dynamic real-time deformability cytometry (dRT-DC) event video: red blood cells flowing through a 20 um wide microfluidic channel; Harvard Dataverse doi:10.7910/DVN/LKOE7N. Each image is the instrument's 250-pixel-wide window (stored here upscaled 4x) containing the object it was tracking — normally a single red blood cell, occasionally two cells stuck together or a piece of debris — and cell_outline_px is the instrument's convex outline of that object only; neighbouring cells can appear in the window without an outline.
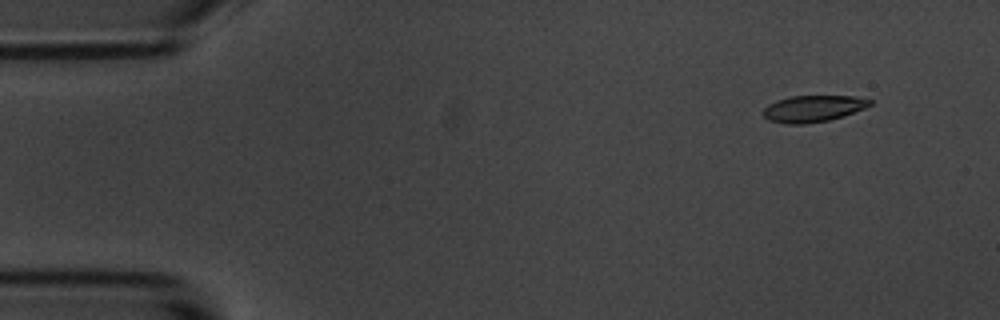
{"species": "common noctule bat (a hibernating species)", "species_latin": "Nyctalus noctula", "temperature_condition": "room temperature", "stored_images_in_passage": 52, "camera_frame_rate_fps": 3000, "um_per_image_px": 0.085, "animal": {"sex": "male", "body_mass_g": 20.1, "forearm_length_mm": 53.5}, "frame": {"image": 1, "passage_image": 1, "time_ms": 0.0, "image_size_px": [1000, 320], "cell_outline_px": [[872, 104], [864, 108], [844, 116], [828, 120], [804, 124], [784, 124], [768, 120], [760, 112], [768, 104], [776, 100], [788, 96], [856, 96], [872, 100]], "centroid_in_image_um": [69.07, 9.23], "position_along_channel_um": 15.9, "area_um2": 16.7}}
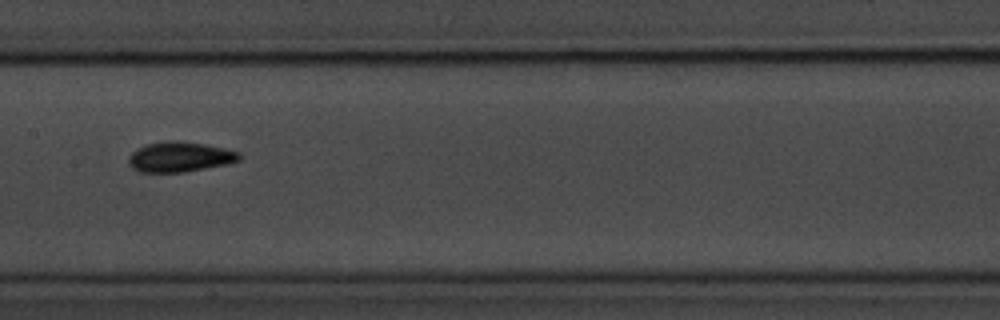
{"frame": {"image": 2, "passage_image": 24, "time_ms": 7.667, "image_size_px": [1000, 320], "cell_outline_px": [[240, 160], [224, 164], [184, 172], [140, 172], [132, 168], [128, 164], [128, 156], [136, 148], [148, 144], [168, 140], [176, 140], [204, 144], [224, 148], [240, 152]], "centroid_in_image_um": [15.24, 13.33], "position_along_channel_um": 192.2, "area_um2": 19.36}}
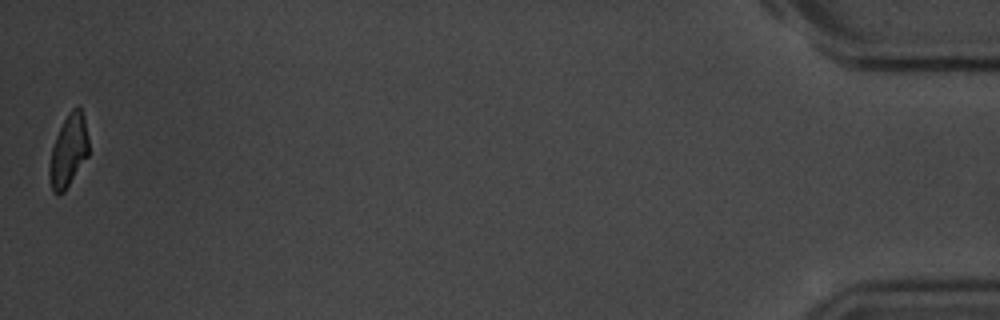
{"frame": {"image": 3, "passage_image": 52, "time_ms": 17.0, "image_size_px": [1000, 320], "cell_outline_px": [[88, 156], [64, 192], [52, 192], [48, 172], [48, 164], [52, 148], [56, 136], [68, 112], [76, 104], [80, 104], [84, 116], [88, 140]], "centroid_in_image_um": [5.82, 12.78], "position_along_channel_um": 429.4, "area_um2": 16.59}, "authors_computed_cell_mechanics": {"area_um2": 17.9758, "velocity_mm_per_s": 3.5695, "shape_relaxation_time_tau1_ms": 3.2881, "shape_relaxation_time_tau2_ms": 4.3168, "deformation_change_tau1": 0.1438, "deformation_change_tau2": 0.0932}}